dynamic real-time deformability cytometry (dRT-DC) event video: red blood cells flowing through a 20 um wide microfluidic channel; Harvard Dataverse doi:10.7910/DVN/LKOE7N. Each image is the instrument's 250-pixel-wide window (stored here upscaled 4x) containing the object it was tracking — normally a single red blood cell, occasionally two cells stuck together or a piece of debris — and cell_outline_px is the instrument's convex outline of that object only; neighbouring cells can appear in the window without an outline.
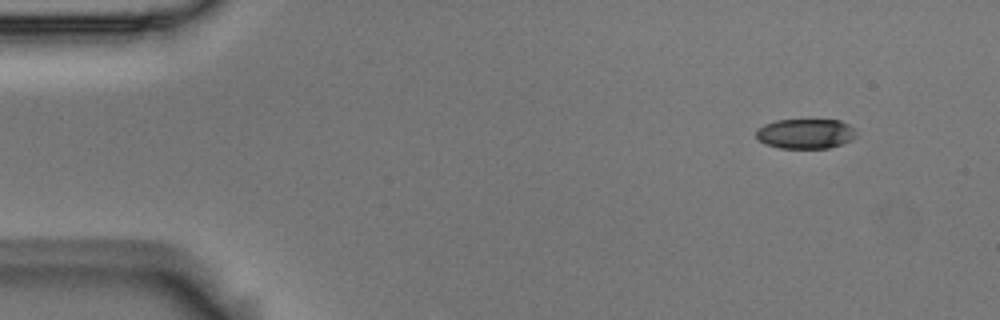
{"species": "Egyptian fruit bat (a non-hibernating species)", "species_latin": "Rousettus aegyptiacus", "temperature_condition": "room temperature", "stored_images_in_passage": 4, "camera_frame_rate_fps": 3000, "um_per_image_px": 0.085, "animal": {"sex": "male"}, "frame": {"image": 1, "passage_image": 1, "time_ms": 0.0, "image_size_px": [1000, 320], "cell_outline_px": [[856, 136], [852, 140], [828, 148], [780, 148], [764, 144], [756, 136], [756, 128], [764, 124], [776, 120], [840, 120], [848, 124], [856, 132]], "centroid_in_image_um": [68.44, 11.36], "position_along_channel_um": 16.6, "area_um2": 17.46}}
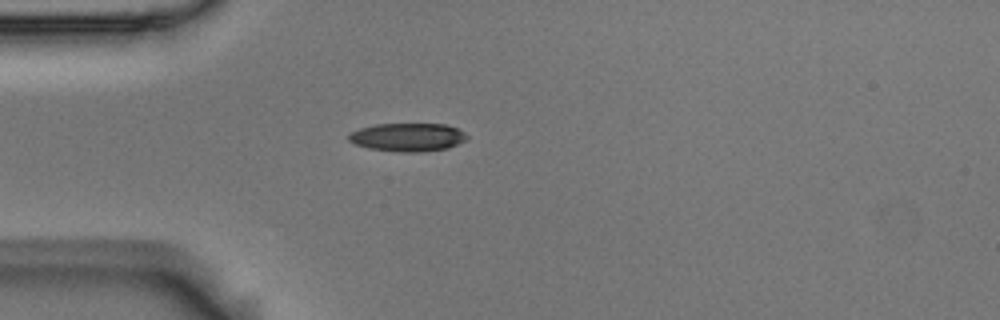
{"frame": {"image": 2, "passage_image": 4, "time_ms": 1.0, "image_size_px": [1000, 320], "cell_outline_px": [[468, 140], [448, 148], [420, 152], [400, 152], [368, 148], [356, 144], [348, 140], [348, 136], [352, 132], [360, 128], [376, 124], [448, 124], [464, 132], [468, 136]], "centroid_in_image_um": [34.69, 11.66], "position_along_channel_um": 50.3, "area_um2": 19.54}}